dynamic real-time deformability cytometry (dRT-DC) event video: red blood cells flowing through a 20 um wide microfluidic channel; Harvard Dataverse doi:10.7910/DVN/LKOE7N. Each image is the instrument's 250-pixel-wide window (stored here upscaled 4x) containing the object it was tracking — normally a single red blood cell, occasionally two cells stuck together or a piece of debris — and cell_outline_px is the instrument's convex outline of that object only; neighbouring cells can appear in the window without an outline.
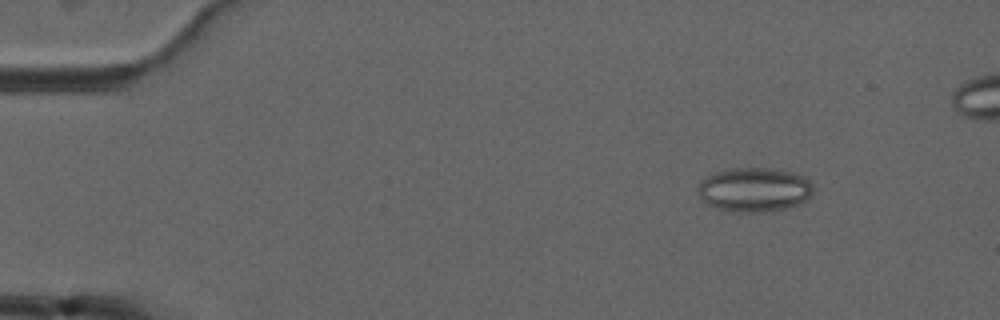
{"species": "common noctule bat (a hibernating species)", "species_latin": "Nyctalus noctula", "temperature_condition": "cold", "stored_images_in_passage": 5, "camera_frame_rate_fps": 3000, "um_per_image_px": 0.085, "animal": {"sex": "male", "forearm_length_mm": 52.5}, "frame": {"image": 1, "passage_image": 2, "time_ms": 1.0, "image_size_px": [1000, 320], "cell_outline_px": [[812, 192], [804, 200], [796, 204], [772, 212], [732, 212], [716, 208], [708, 204], [700, 196], [696, 188], [700, 180], [716, 172], [736, 168], [768, 168], [792, 172], [804, 176], [812, 184]], "centroid_in_image_um": [64.08, 16.13], "position_along_channel_um": 20.9, "area_um2": 29.59}}